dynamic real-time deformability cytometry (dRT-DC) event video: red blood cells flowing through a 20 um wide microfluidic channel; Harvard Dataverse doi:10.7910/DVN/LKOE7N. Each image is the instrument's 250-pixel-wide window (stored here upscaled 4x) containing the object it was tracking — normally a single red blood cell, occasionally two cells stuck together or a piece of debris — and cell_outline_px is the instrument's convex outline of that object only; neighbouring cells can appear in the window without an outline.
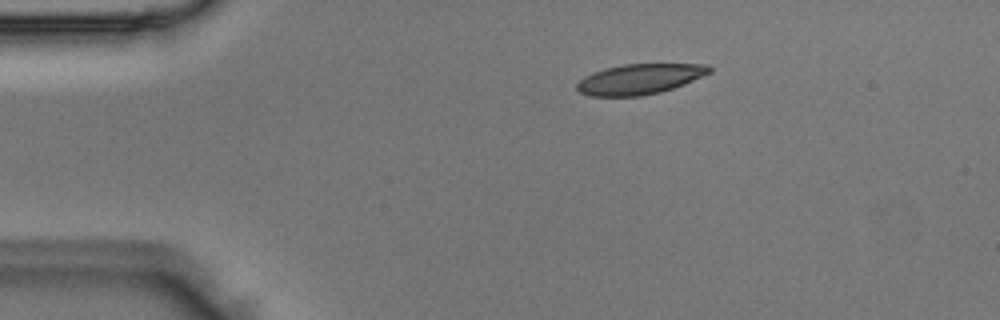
{"species": "Egyptian fruit bat (a non-hibernating species)", "species_latin": "Rousettus aegyptiacus", "temperature_condition": "room temperature", "stored_images_in_passage": 3, "camera_frame_rate_fps": 3000, "um_per_image_px": 0.085, "animal": {"sex": "male"}, "frame": {"image": 1, "passage_image": 3, "time_ms": 0.667, "image_size_px": [1000, 320], "cell_outline_px": [[712, 72], [684, 84], [660, 92], [640, 96], [588, 96], [580, 92], [576, 88], [576, 84], [584, 76], [592, 72], [604, 68], [624, 64], [708, 64], [712, 68]], "centroid_in_image_um": [54.36, 6.72], "position_along_channel_um": 30.6, "area_um2": 23.47}}